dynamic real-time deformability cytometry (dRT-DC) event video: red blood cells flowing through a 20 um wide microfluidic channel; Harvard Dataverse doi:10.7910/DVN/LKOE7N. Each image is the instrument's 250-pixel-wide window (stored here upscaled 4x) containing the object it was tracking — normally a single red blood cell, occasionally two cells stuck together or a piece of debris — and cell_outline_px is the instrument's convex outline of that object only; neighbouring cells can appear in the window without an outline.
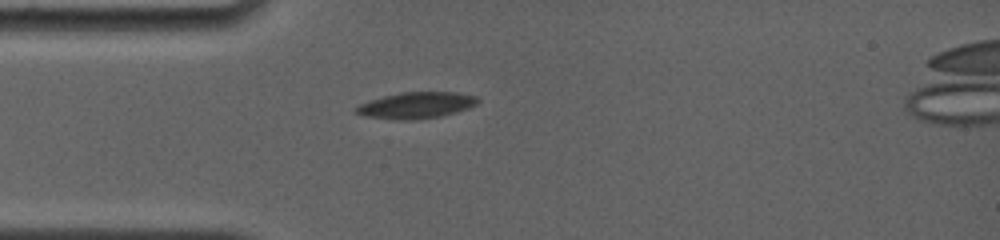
{"species": "common noctule bat (a hibernating species)", "species_latin": "Nyctalus noctula", "temperature_condition": "room temperature", "stored_images_in_passage": 29, "camera_frame_rate_fps": 4000, "um_per_image_px": 0.085, "animal": {"sex": "female", "body_mass_g": 19.0, "forearm_length_mm": 56.7}, "frame": {"image": 1, "passage_image": 1, "time_ms": 0.0, "image_size_px": [1000, 240], "cell_outline_px": [[480, 100], [476, 104], [468, 108], [456, 112], [440, 116], [412, 120], [396, 120], [364, 116], [352, 112], [352, 108], [360, 104], [384, 96], [400, 92], [456, 92], [476, 96]], "centroid_in_image_um": [35.34, 8.95], "position_along_channel_um": 49.7, "area_um2": 18.73}}
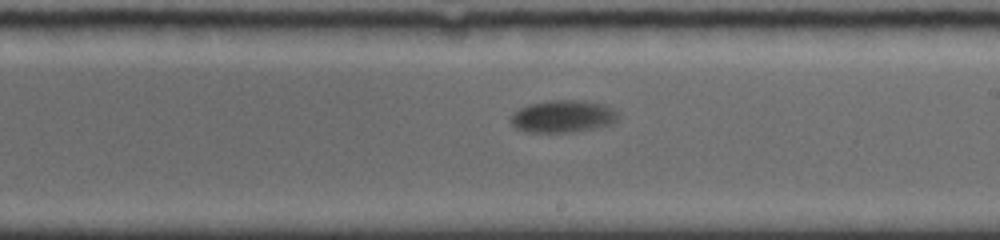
{"frame": {"image": 2, "passage_image": 12, "time_ms": 5.5, "image_size_px": [1000, 240], "cell_outline_px": [[620, 116], [612, 124], [572, 132], [524, 132], [516, 128], [508, 120], [512, 112], [528, 104], [548, 100], [584, 100], [604, 104], [612, 108]], "centroid_in_image_um": [47.8, 9.88], "position_along_channel_um": 241.2, "area_um2": 20.46}}
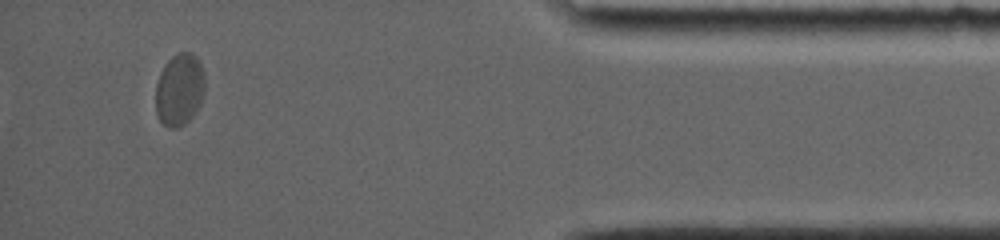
{"frame": {"image": 3, "passage_image": 26, "time_ms": 11.5, "image_size_px": [1000, 240], "cell_outline_px": [[204, 92], [200, 104], [192, 116], [184, 124], [176, 128], [168, 128], [160, 120], [156, 112], [156, 84], [160, 72], [168, 60], [172, 56], [180, 52], [192, 52], [200, 60], [204, 72]], "centroid_in_image_um": [15.26, 7.59], "position_along_channel_um": 419.9, "area_um2": 20.81}, "authors_computed_cell_mechanics": {"area_um2": 20.1722, "velocity_mm_per_s": 3.6041, "shape_relaxation_time_tau1_ms": 4.4594, "shape_relaxation_time_tau2_ms": null, "deformation_change_tau1": 0.1315, "deformation_change_tau2": null}}